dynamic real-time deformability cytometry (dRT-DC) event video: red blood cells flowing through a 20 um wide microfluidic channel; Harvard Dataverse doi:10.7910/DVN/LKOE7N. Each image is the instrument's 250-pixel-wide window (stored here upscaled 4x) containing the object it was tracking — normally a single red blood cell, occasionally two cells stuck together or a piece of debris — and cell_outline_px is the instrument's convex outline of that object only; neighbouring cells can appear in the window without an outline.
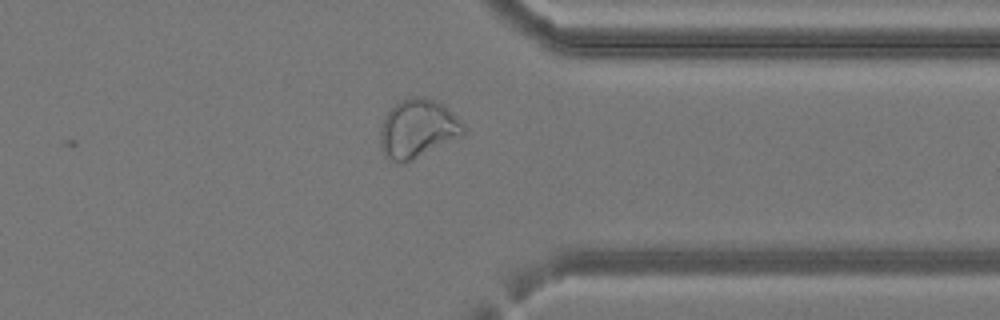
{"species": "common noctule bat (a hibernating species)", "species_latin": "Nyctalus noctula", "temperature_condition": "cold", "stored_images_in_passage": 24, "camera_frame_rate_fps": 3000, "um_per_image_px": 0.085, "animal": {"sex": "female", "body_mass_g": 24.6, "forearm_length_mm": 56.2}, "frame": {"image": 1, "passage_image": 19, "time_ms": 6.0, "image_size_px": [1000, 320], "cell_outline_px": [[464, 136], [412, 160], [392, 160], [384, 156], [380, 144], [380, 128], [384, 116], [400, 100], [412, 96], [424, 96], [440, 100], [464, 124]], "centroid_in_image_um": [35.54, 10.89], "position_along_channel_um": 375.9, "area_um2": 28.61}}